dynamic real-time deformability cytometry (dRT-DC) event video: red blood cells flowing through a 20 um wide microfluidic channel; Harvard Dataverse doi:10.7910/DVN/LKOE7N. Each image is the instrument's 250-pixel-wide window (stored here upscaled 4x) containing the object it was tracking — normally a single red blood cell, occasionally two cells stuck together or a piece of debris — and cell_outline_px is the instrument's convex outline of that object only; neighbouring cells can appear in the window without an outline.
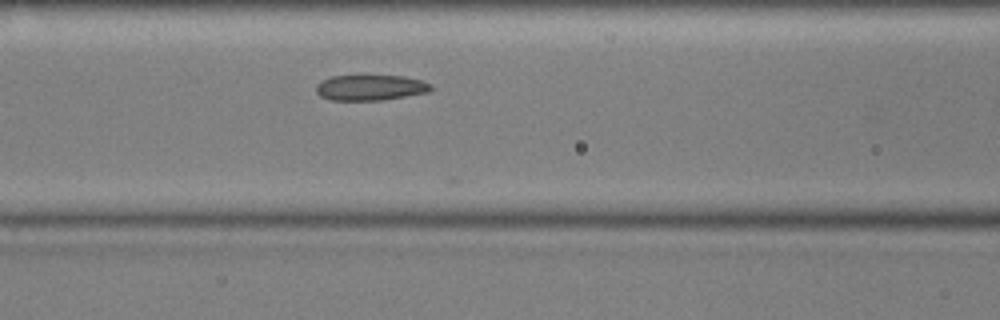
{"species": "common noctule bat (a hibernating species)", "species_latin": "Nyctalus noctula", "temperature_condition": "cold", "stored_images_in_passage": 15, "camera_frame_rate_fps": 3000, "um_per_image_px": 0.085, "animal": {"sex": "male", "body_mass_g": 17.9, "forearm_length_mm": 54.2}, "frame": {"image": 1, "passage_image": 13, "time_ms": 4.0, "image_size_px": [1000, 320], "cell_outline_px": [[432, 88], [428, 92], [384, 100], [328, 100], [320, 96], [316, 92], [316, 84], [320, 80], [332, 76], [404, 76], [420, 80], [432, 84]], "centroid_in_image_um": [31.45, 7.45], "position_along_channel_um": 135.2, "area_um2": 17.17}}